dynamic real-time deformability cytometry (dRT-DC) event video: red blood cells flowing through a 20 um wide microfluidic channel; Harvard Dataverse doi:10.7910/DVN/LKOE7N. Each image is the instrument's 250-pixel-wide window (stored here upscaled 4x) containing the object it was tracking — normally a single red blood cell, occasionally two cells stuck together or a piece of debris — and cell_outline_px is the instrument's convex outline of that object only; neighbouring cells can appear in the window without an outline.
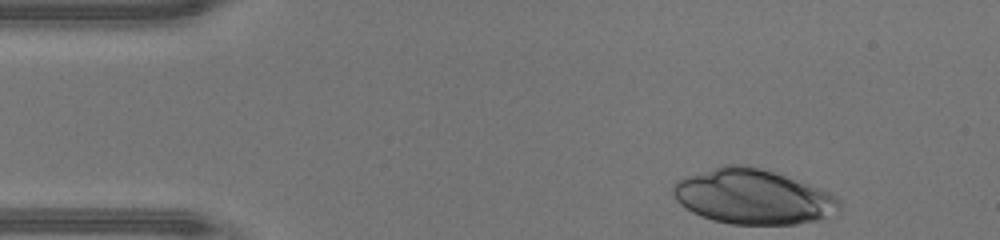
{"species": "human", "species_latin": "Homo sapiens", "temperature_condition": "warm", "stored_images_in_passage": 34, "camera_frame_rate_fps": 3000, "um_per_image_px": 0.085, "donor": {"sex": "male"}, "frame": {"image": 1, "passage_image": 1, "time_ms": 0.0, "image_size_px": [1000, 240], "cell_outline_px": [[840, 212], [816, 220], [796, 224], [732, 224], [712, 220], [700, 216], [692, 212], [680, 204], [676, 200], [672, 192], [672, 184], [676, 180], [684, 176], [724, 164], [748, 164], [832, 192], [840, 200]], "centroid_in_image_um": [63.97, 16.71], "position_along_channel_um": 21.0, "area_um2": 53.52}}
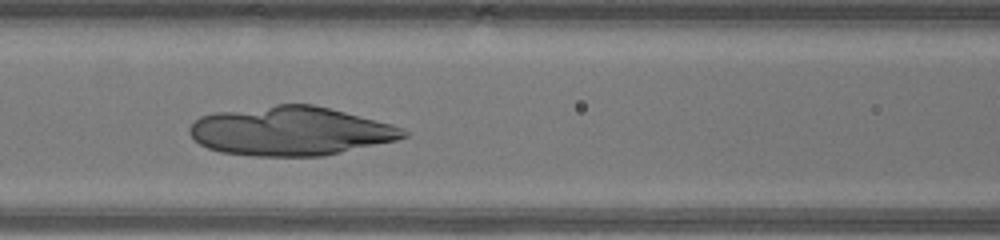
{"frame": {"image": 2, "passage_image": 15, "time_ms": 4.667, "image_size_px": [1000, 240], "cell_outline_px": [[408, 136], [396, 140], [324, 156], [256, 156], [220, 152], [208, 148], [200, 144], [188, 132], [188, 128], [192, 120], [200, 116], [216, 112], [276, 104], [312, 104], [392, 124], [404, 128], [408, 132]], "centroid_in_image_um": [24.66, 11.14], "position_along_channel_um": 141.9, "area_um2": 61.04}}
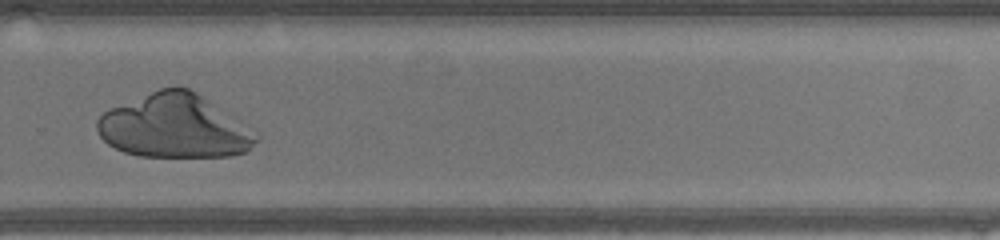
{"frame": {"image": 3, "passage_image": 27, "time_ms": 8.667, "image_size_px": [1000, 240], "cell_outline_px": [[260, 140], [248, 152], [232, 156], [140, 156], [124, 152], [108, 144], [100, 136], [96, 128], [96, 120], [104, 112], [112, 108], [160, 88], [188, 88], [196, 92], [260, 136]], "centroid_in_image_um": [14.82, 10.76], "position_along_channel_um": 315.0, "area_um2": 58.2}}